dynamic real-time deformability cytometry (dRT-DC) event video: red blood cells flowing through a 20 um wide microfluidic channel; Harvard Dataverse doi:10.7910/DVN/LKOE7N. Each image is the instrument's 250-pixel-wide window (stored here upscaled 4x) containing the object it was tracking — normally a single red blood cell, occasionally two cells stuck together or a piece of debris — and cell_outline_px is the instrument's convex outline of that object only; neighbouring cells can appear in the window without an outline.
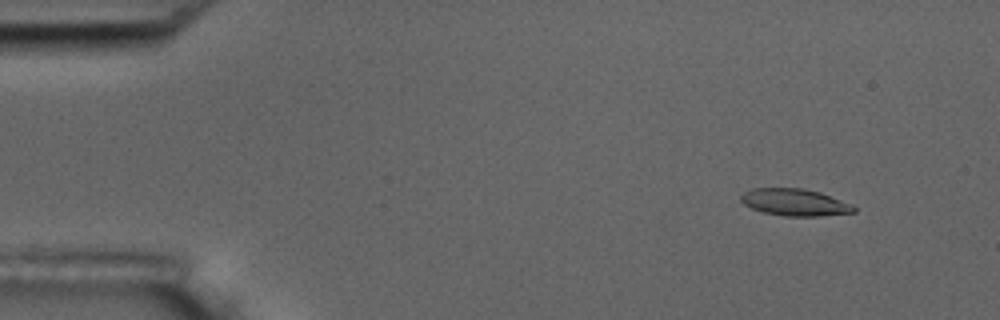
{"species": "common noctule bat (a hibernating species)", "species_latin": "Nyctalus noctula", "temperature_condition": "room temperature", "stored_images_in_passage": 56, "camera_frame_rate_fps": 3000, "um_per_image_px": 0.085, "animal": {"sex": "male", "body_mass_g": 17.5, "forearm_length_mm": 52.3}, "frame": {"image": 1, "passage_image": 6, "time_ms": 1.667, "image_size_px": [1000, 320], "cell_outline_px": [[856, 212], [820, 216], [784, 216], [764, 212], [752, 208], [744, 204], [740, 200], [740, 196], [744, 192], [752, 188], [804, 188], [820, 192], [852, 204], [856, 208]], "centroid_in_image_um": [67.56, 17.19], "position_along_channel_um": 17.4, "area_um2": 17.8}}
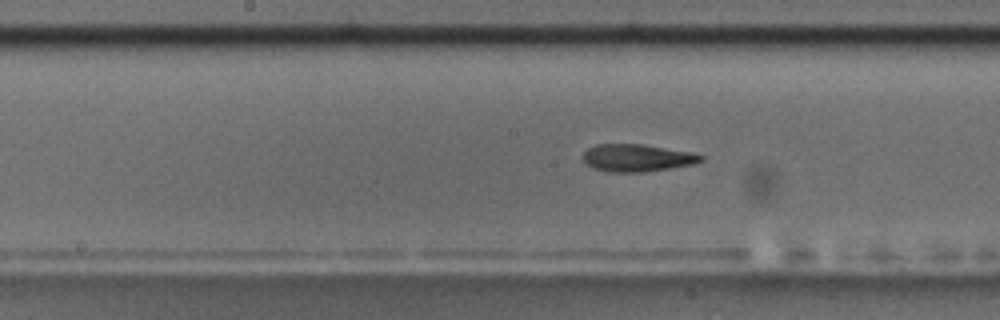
{"frame": {"image": 2, "passage_image": 29, "time_ms": 9.333, "image_size_px": [1000, 320], "cell_outline_px": [[704, 160], [696, 164], [644, 172], [608, 172], [592, 168], [584, 164], [584, 152], [588, 148], [596, 144], [640, 144], [692, 152], [704, 156]], "centroid_in_image_um": [54.15, 13.43], "position_along_channel_um": 194.0, "area_um2": 18.96}}
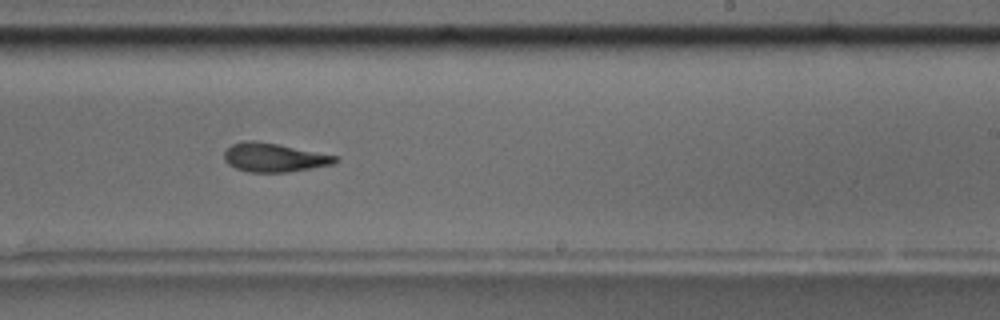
{"frame": {"image": 3, "passage_image": 35, "time_ms": 11.333, "image_size_px": [1000, 320], "cell_outline_px": [[340, 160], [332, 164], [288, 172], [248, 172], [236, 168], [228, 164], [224, 160], [224, 152], [232, 144], [244, 140], [256, 140], [336, 156]], "centroid_in_image_um": [23.24, 13.39], "position_along_channel_um": 265.8, "area_um2": 18.38}}